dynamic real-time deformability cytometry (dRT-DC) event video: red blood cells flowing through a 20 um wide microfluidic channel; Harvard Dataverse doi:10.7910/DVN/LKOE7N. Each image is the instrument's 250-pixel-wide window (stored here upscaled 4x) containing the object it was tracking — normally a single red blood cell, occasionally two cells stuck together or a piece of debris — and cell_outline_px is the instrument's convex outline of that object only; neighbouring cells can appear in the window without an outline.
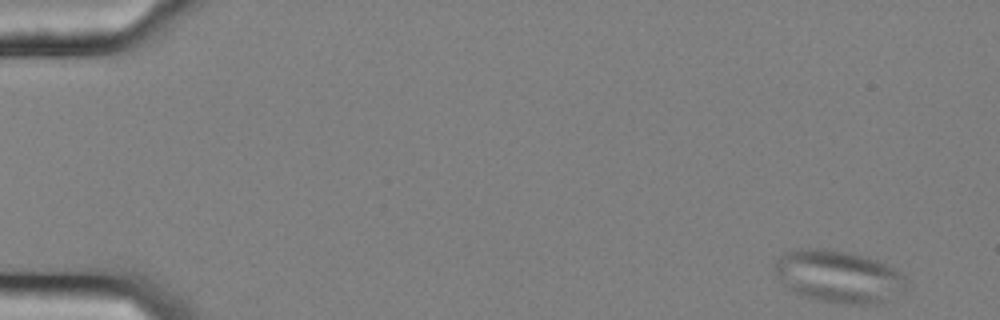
{"species": "common noctule bat (a hibernating species)", "species_latin": "Nyctalus noctula", "temperature_condition": "cold", "stored_images_in_passage": 56, "camera_frame_rate_fps": 3000, "um_per_image_px": 0.085, "animal": {"sex": "female", "body_mass_g": 25.1}, "frame": {"image": 1, "passage_image": 1, "time_ms": 0.0, "image_size_px": [1000, 320], "cell_outline_px": [[908, 288], [888, 300], [876, 304], [844, 304], [796, 296], [784, 284], [776, 272], [776, 264], [780, 256], [784, 252], [800, 248], [820, 248], [844, 252], [876, 260], [900, 272], [908, 280]], "centroid_in_image_um": [71.29, 23.53], "position_along_channel_um": 13.7, "area_um2": 40.0}}
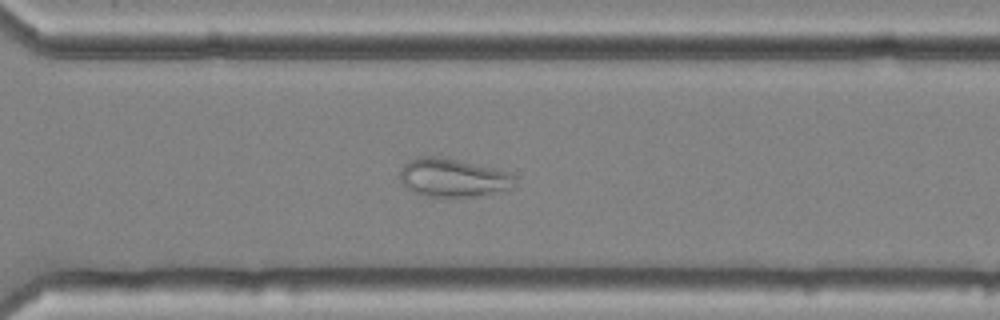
{"frame": {"image": 2, "passage_image": 39, "time_ms": 12.667, "image_size_px": [1000, 320], "cell_outline_px": [[516, 184], [512, 188], [460, 200], [424, 196], [408, 188], [400, 180], [400, 168], [408, 160], [420, 156], [440, 156], [512, 172], [516, 176]], "centroid_in_image_um": [38.53, 15.13], "position_along_channel_um": 332.1, "area_um2": 26.53}}
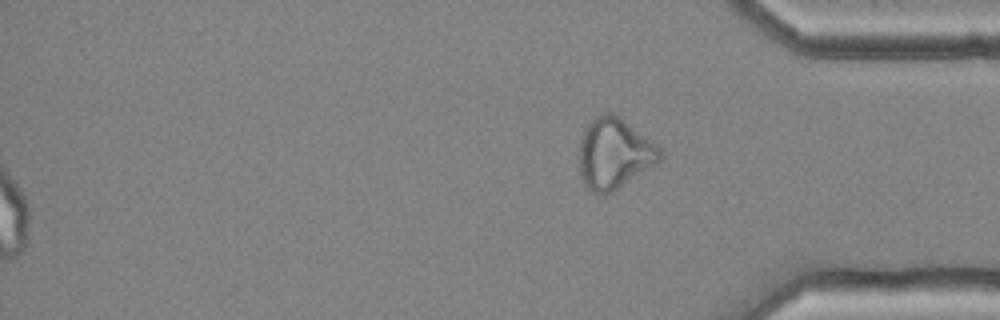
{"frame": {"image": 3, "passage_image": 56, "time_ms": 18.333, "image_size_px": [1000, 320], "cell_outline_px": [[664, 156], [656, 164], [612, 192], [596, 196], [584, 188], [580, 172], [580, 140], [584, 128], [596, 116], [604, 112], [612, 112], [624, 120], [656, 144], [660, 148]], "centroid_in_image_um": [52.19, 13.08], "position_along_channel_um": 383.0, "area_um2": 33.41}}